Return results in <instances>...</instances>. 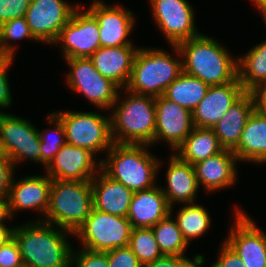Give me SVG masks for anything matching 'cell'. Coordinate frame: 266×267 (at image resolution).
I'll return each instance as SVG.
<instances>
[{
    "label": "cell",
    "mask_w": 266,
    "mask_h": 267,
    "mask_svg": "<svg viewBox=\"0 0 266 267\" xmlns=\"http://www.w3.org/2000/svg\"><path fill=\"white\" fill-rule=\"evenodd\" d=\"M182 59L183 72L209 86L223 85L238 78V58L212 37L200 34L171 45Z\"/></svg>",
    "instance_id": "6da1fadb"
},
{
    "label": "cell",
    "mask_w": 266,
    "mask_h": 267,
    "mask_svg": "<svg viewBox=\"0 0 266 267\" xmlns=\"http://www.w3.org/2000/svg\"><path fill=\"white\" fill-rule=\"evenodd\" d=\"M69 234L74 235L43 221H31L12 230L25 267H71L74 249L66 239Z\"/></svg>",
    "instance_id": "7a4b0ae2"
},
{
    "label": "cell",
    "mask_w": 266,
    "mask_h": 267,
    "mask_svg": "<svg viewBox=\"0 0 266 267\" xmlns=\"http://www.w3.org/2000/svg\"><path fill=\"white\" fill-rule=\"evenodd\" d=\"M149 145L113 143L100 169L133 193L156 186L160 160L148 152Z\"/></svg>",
    "instance_id": "3957f363"
},
{
    "label": "cell",
    "mask_w": 266,
    "mask_h": 267,
    "mask_svg": "<svg viewBox=\"0 0 266 267\" xmlns=\"http://www.w3.org/2000/svg\"><path fill=\"white\" fill-rule=\"evenodd\" d=\"M124 90L127 96L120 101L118 93L110 115L113 142L151 146L156 128L155 98Z\"/></svg>",
    "instance_id": "277c9868"
},
{
    "label": "cell",
    "mask_w": 266,
    "mask_h": 267,
    "mask_svg": "<svg viewBox=\"0 0 266 267\" xmlns=\"http://www.w3.org/2000/svg\"><path fill=\"white\" fill-rule=\"evenodd\" d=\"M93 209L91 180L61 181L52 179L49 207L44 219L73 234L84 224Z\"/></svg>",
    "instance_id": "5b68a950"
},
{
    "label": "cell",
    "mask_w": 266,
    "mask_h": 267,
    "mask_svg": "<svg viewBox=\"0 0 266 267\" xmlns=\"http://www.w3.org/2000/svg\"><path fill=\"white\" fill-rule=\"evenodd\" d=\"M182 72V59L171 57L164 49L139 48L125 89L157 98Z\"/></svg>",
    "instance_id": "8992f818"
},
{
    "label": "cell",
    "mask_w": 266,
    "mask_h": 267,
    "mask_svg": "<svg viewBox=\"0 0 266 267\" xmlns=\"http://www.w3.org/2000/svg\"><path fill=\"white\" fill-rule=\"evenodd\" d=\"M62 122L66 143L91 151H107L113 145L111 117L96 112H53Z\"/></svg>",
    "instance_id": "52a82bcc"
},
{
    "label": "cell",
    "mask_w": 266,
    "mask_h": 267,
    "mask_svg": "<svg viewBox=\"0 0 266 267\" xmlns=\"http://www.w3.org/2000/svg\"><path fill=\"white\" fill-rule=\"evenodd\" d=\"M132 226L127 217H120L92 209L84 224L73 236H77L82 248L107 252L129 246Z\"/></svg>",
    "instance_id": "ba28073f"
},
{
    "label": "cell",
    "mask_w": 266,
    "mask_h": 267,
    "mask_svg": "<svg viewBox=\"0 0 266 267\" xmlns=\"http://www.w3.org/2000/svg\"><path fill=\"white\" fill-rule=\"evenodd\" d=\"M0 153L15 167L27 158L42 164L38 129L30 120L0 111Z\"/></svg>",
    "instance_id": "9c48e42d"
},
{
    "label": "cell",
    "mask_w": 266,
    "mask_h": 267,
    "mask_svg": "<svg viewBox=\"0 0 266 267\" xmlns=\"http://www.w3.org/2000/svg\"><path fill=\"white\" fill-rule=\"evenodd\" d=\"M65 61L71 69L66 76L70 89L83 94L95 107L110 110L119 90L122 89L102 76L89 58H72Z\"/></svg>",
    "instance_id": "30bf717a"
},
{
    "label": "cell",
    "mask_w": 266,
    "mask_h": 267,
    "mask_svg": "<svg viewBox=\"0 0 266 267\" xmlns=\"http://www.w3.org/2000/svg\"><path fill=\"white\" fill-rule=\"evenodd\" d=\"M80 6L61 29L54 43L57 45L61 43L63 47L61 51L65 59L89 58L101 47L99 24L96 18L88 10L81 12Z\"/></svg>",
    "instance_id": "8fae6325"
},
{
    "label": "cell",
    "mask_w": 266,
    "mask_h": 267,
    "mask_svg": "<svg viewBox=\"0 0 266 267\" xmlns=\"http://www.w3.org/2000/svg\"><path fill=\"white\" fill-rule=\"evenodd\" d=\"M152 17L169 45H178L200 35L195 28L194 10L186 0H150Z\"/></svg>",
    "instance_id": "7c38bea8"
},
{
    "label": "cell",
    "mask_w": 266,
    "mask_h": 267,
    "mask_svg": "<svg viewBox=\"0 0 266 267\" xmlns=\"http://www.w3.org/2000/svg\"><path fill=\"white\" fill-rule=\"evenodd\" d=\"M79 5L75 8L64 0H31L25 19L36 41L54 44Z\"/></svg>",
    "instance_id": "4fadbf2b"
},
{
    "label": "cell",
    "mask_w": 266,
    "mask_h": 267,
    "mask_svg": "<svg viewBox=\"0 0 266 267\" xmlns=\"http://www.w3.org/2000/svg\"><path fill=\"white\" fill-rule=\"evenodd\" d=\"M235 223L224 241L246 267H266V234L244 211L236 209Z\"/></svg>",
    "instance_id": "5bb4252c"
},
{
    "label": "cell",
    "mask_w": 266,
    "mask_h": 267,
    "mask_svg": "<svg viewBox=\"0 0 266 267\" xmlns=\"http://www.w3.org/2000/svg\"><path fill=\"white\" fill-rule=\"evenodd\" d=\"M97 20L101 47L134 46L128 37L135 27L133 13L119 5H106L101 0L87 9Z\"/></svg>",
    "instance_id": "9a60e30c"
},
{
    "label": "cell",
    "mask_w": 266,
    "mask_h": 267,
    "mask_svg": "<svg viewBox=\"0 0 266 267\" xmlns=\"http://www.w3.org/2000/svg\"><path fill=\"white\" fill-rule=\"evenodd\" d=\"M85 148L65 143L46 167V173L61 181H88L100 171V160Z\"/></svg>",
    "instance_id": "2e32d148"
},
{
    "label": "cell",
    "mask_w": 266,
    "mask_h": 267,
    "mask_svg": "<svg viewBox=\"0 0 266 267\" xmlns=\"http://www.w3.org/2000/svg\"><path fill=\"white\" fill-rule=\"evenodd\" d=\"M155 105L156 128L151 145L165 140L176 150L194 128L192 112L163 95L155 98Z\"/></svg>",
    "instance_id": "e0dca14e"
},
{
    "label": "cell",
    "mask_w": 266,
    "mask_h": 267,
    "mask_svg": "<svg viewBox=\"0 0 266 267\" xmlns=\"http://www.w3.org/2000/svg\"><path fill=\"white\" fill-rule=\"evenodd\" d=\"M245 92L239 78L227 84L210 86L192 112L194 127L212 129Z\"/></svg>",
    "instance_id": "ac0fdd59"
},
{
    "label": "cell",
    "mask_w": 266,
    "mask_h": 267,
    "mask_svg": "<svg viewBox=\"0 0 266 267\" xmlns=\"http://www.w3.org/2000/svg\"><path fill=\"white\" fill-rule=\"evenodd\" d=\"M51 184L52 178L48 174L27 176L17 182L13 179L8 196L12 217L14 211L25 209H35L44 216L49 207Z\"/></svg>",
    "instance_id": "d6986e66"
},
{
    "label": "cell",
    "mask_w": 266,
    "mask_h": 267,
    "mask_svg": "<svg viewBox=\"0 0 266 267\" xmlns=\"http://www.w3.org/2000/svg\"><path fill=\"white\" fill-rule=\"evenodd\" d=\"M238 159L232 150L224 149L206 160L195 163L194 170L198 185L206 192L228 188L235 184L237 178Z\"/></svg>",
    "instance_id": "ffe728a7"
},
{
    "label": "cell",
    "mask_w": 266,
    "mask_h": 267,
    "mask_svg": "<svg viewBox=\"0 0 266 267\" xmlns=\"http://www.w3.org/2000/svg\"><path fill=\"white\" fill-rule=\"evenodd\" d=\"M137 50L134 46L100 47L89 59L102 76L125 89Z\"/></svg>",
    "instance_id": "44dd1931"
},
{
    "label": "cell",
    "mask_w": 266,
    "mask_h": 267,
    "mask_svg": "<svg viewBox=\"0 0 266 267\" xmlns=\"http://www.w3.org/2000/svg\"><path fill=\"white\" fill-rule=\"evenodd\" d=\"M170 208L161 187L154 186L133 193L127 219L132 228H151L170 214Z\"/></svg>",
    "instance_id": "7402d4cb"
},
{
    "label": "cell",
    "mask_w": 266,
    "mask_h": 267,
    "mask_svg": "<svg viewBox=\"0 0 266 267\" xmlns=\"http://www.w3.org/2000/svg\"><path fill=\"white\" fill-rule=\"evenodd\" d=\"M93 208L112 215L127 217L133 192L108 177L101 169L91 180Z\"/></svg>",
    "instance_id": "603a6c76"
},
{
    "label": "cell",
    "mask_w": 266,
    "mask_h": 267,
    "mask_svg": "<svg viewBox=\"0 0 266 267\" xmlns=\"http://www.w3.org/2000/svg\"><path fill=\"white\" fill-rule=\"evenodd\" d=\"M169 158L167 189L161 187L168 204L173 207L176 203H194L199 188L194 166L181 160L175 153Z\"/></svg>",
    "instance_id": "cb8c5ba5"
},
{
    "label": "cell",
    "mask_w": 266,
    "mask_h": 267,
    "mask_svg": "<svg viewBox=\"0 0 266 267\" xmlns=\"http://www.w3.org/2000/svg\"><path fill=\"white\" fill-rule=\"evenodd\" d=\"M254 111V100L250 92H245L212 128L220 145L234 150L241 139L248 118Z\"/></svg>",
    "instance_id": "d4e9b609"
},
{
    "label": "cell",
    "mask_w": 266,
    "mask_h": 267,
    "mask_svg": "<svg viewBox=\"0 0 266 267\" xmlns=\"http://www.w3.org/2000/svg\"><path fill=\"white\" fill-rule=\"evenodd\" d=\"M233 152L239 162H266V116L253 111Z\"/></svg>",
    "instance_id": "484cf974"
},
{
    "label": "cell",
    "mask_w": 266,
    "mask_h": 267,
    "mask_svg": "<svg viewBox=\"0 0 266 267\" xmlns=\"http://www.w3.org/2000/svg\"><path fill=\"white\" fill-rule=\"evenodd\" d=\"M223 150L212 129L194 127L174 153L181 160L194 165Z\"/></svg>",
    "instance_id": "4316f807"
},
{
    "label": "cell",
    "mask_w": 266,
    "mask_h": 267,
    "mask_svg": "<svg viewBox=\"0 0 266 267\" xmlns=\"http://www.w3.org/2000/svg\"><path fill=\"white\" fill-rule=\"evenodd\" d=\"M209 87L200 79L182 72L166 88L163 96L193 112L206 95Z\"/></svg>",
    "instance_id": "83f0119b"
},
{
    "label": "cell",
    "mask_w": 266,
    "mask_h": 267,
    "mask_svg": "<svg viewBox=\"0 0 266 267\" xmlns=\"http://www.w3.org/2000/svg\"><path fill=\"white\" fill-rule=\"evenodd\" d=\"M238 78L247 92L266 82V40L238 58Z\"/></svg>",
    "instance_id": "f1b7e54d"
},
{
    "label": "cell",
    "mask_w": 266,
    "mask_h": 267,
    "mask_svg": "<svg viewBox=\"0 0 266 267\" xmlns=\"http://www.w3.org/2000/svg\"><path fill=\"white\" fill-rule=\"evenodd\" d=\"M172 210L173 207L170 208V214L166 218L151 228L163 255L185 256L184 250L189 244L184 239L176 220L173 219Z\"/></svg>",
    "instance_id": "f546056e"
},
{
    "label": "cell",
    "mask_w": 266,
    "mask_h": 267,
    "mask_svg": "<svg viewBox=\"0 0 266 267\" xmlns=\"http://www.w3.org/2000/svg\"><path fill=\"white\" fill-rule=\"evenodd\" d=\"M184 239L190 244L191 239L202 236L211 224V218L207 210L196 203L184 204L179 209L175 219Z\"/></svg>",
    "instance_id": "4dcf8cb0"
},
{
    "label": "cell",
    "mask_w": 266,
    "mask_h": 267,
    "mask_svg": "<svg viewBox=\"0 0 266 267\" xmlns=\"http://www.w3.org/2000/svg\"><path fill=\"white\" fill-rule=\"evenodd\" d=\"M129 247L142 265L164 256L152 228H132Z\"/></svg>",
    "instance_id": "1f68e13d"
},
{
    "label": "cell",
    "mask_w": 266,
    "mask_h": 267,
    "mask_svg": "<svg viewBox=\"0 0 266 267\" xmlns=\"http://www.w3.org/2000/svg\"><path fill=\"white\" fill-rule=\"evenodd\" d=\"M47 117L48 122L50 125L53 124L54 129L47 128L46 130H50V132L47 131V133L45 132L46 130L42 132L38 130L42 164H44L43 166L45 168L60 151V148L66 143L65 129L61 120L54 113L49 114Z\"/></svg>",
    "instance_id": "d6a6232c"
},
{
    "label": "cell",
    "mask_w": 266,
    "mask_h": 267,
    "mask_svg": "<svg viewBox=\"0 0 266 267\" xmlns=\"http://www.w3.org/2000/svg\"><path fill=\"white\" fill-rule=\"evenodd\" d=\"M36 40L30 31L25 17H19L6 21L0 25V54H6L15 57V46H11L9 41L21 39Z\"/></svg>",
    "instance_id": "836d02e7"
},
{
    "label": "cell",
    "mask_w": 266,
    "mask_h": 267,
    "mask_svg": "<svg viewBox=\"0 0 266 267\" xmlns=\"http://www.w3.org/2000/svg\"><path fill=\"white\" fill-rule=\"evenodd\" d=\"M80 250L72 251L71 267H108V255L106 252L84 248Z\"/></svg>",
    "instance_id": "e575fe53"
},
{
    "label": "cell",
    "mask_w": 266,
    "mask_h": 267,
    "mask_svg": "<svg viewBox=\"0 0 266 267\" xmlns=\"http://www.w3.org/2000/svg\"><path fill=\"white\" fill-rule=\"evenodd\" d=\"M108 267H143L129 246L106 252Z\"/></svg>",
    "instance_id": "d590c367"
},
{
    "label": "cell",
    "mask_w": 266,
    "mask_h": 267,
    "mask_svg": "<svg viewBox=\"0 0 266 267\" xmlns=\"http://www.w3.org/2000/svg\"><path fill=\"white\" fill-rule=\"evenodd\" d=\"M14 57L0 54V108H7L12 104L10 84L8 82V68Z\"/></svg>",
    "instance_id": "8d00e7d4"
},
{
    "label": "cell",
    "mask_w": 266,
    "mask_h": 267,
    "mask_svg": "<svg viewBox=\"0 0 266 267\" xmlns=\"http://www.w3.org/2000/svg\"><path fill=\"white\" fill-rule=\"evenodd\" d=\"M0 267H25L19 245L13 236L0 246Z\"/></svg>",
    "instance_id": "74e56055"
},
{
    "label": "cell",
    "mask_w": 266,
    "mask_h": 267,
    "mask_svg": "<svg viewBox=\"0 0 266 267\" xmlns=\"http://www.w3.org/2000/svg\"><path fill=\"white\" fill-rule=\"evenodd\" d=\"M31 0H0V25L6 21L25 17Z\"/></svg>",
    "instance_id": "f35d334b"
},
{
    "label": "cell",
    "mask_w": 266,
    "mask_h": 267,
    "mask_svg": "<svg viewBox=\"0 0 266 267\" xmlns=\"http://www.w3.org/2000/svg\"><path fill=\"white\" fill-rule=\"evenodd\" d=\"M15 168L13 162L5 154L0 153V198L9 196Z\"/></svg>",
    "instance_id": "ab89813d"
},
{
    "label": "cell",
    "mask_w": 266,
    "mask_h": 267,
    "mask_svg": "<svg viewBox=\"0 0 266 267\" xmlns=\"http://www.w3.org/2000/svg\"><path fill=\"white\" fill-rule=\"evenodd\" d=\"M220 246V254L212 267H246L237 253L224 241Z\"/></svg>",
    "instance_id": "60d3db41"
},
{
    "label": "cell",
    "mask_w": 266,
    "mask_h": 267,
    "mask_svg": "<svg viewBox=\"0 0 266 267\" xmlns=\"http://www.w3.org/2000/svg\"><path fill=\"white\" fill-rule=\"evenodd\" d=\"M249 92L254 100V110L266 116V82L258 84Z\"/></svg>",
    "instance_id": "b9f144b4"
},
{
    "label": "cell",
    "mask_w": 266,
    "mask_h": 267,
    "mask_svg": "<svg viewBox=\"0 0 266 267\" xmlns=\"http://www.w3.org/2000/svg\"><path fill=\"white\" fill-rule=\"evenodd\" d=\"M186 256H168L164 255L154 262L143 265V267H179L186 259Z\"/></svg>",
    "instance_id": "7bdbcfd3"
},
{
    "label": "cell",
    "mask_w": 266,
    "mask_h": 267,
    "mask_svg": "<svg viewBox=\"0 0 266 267\" xmlns=\"http://www.w3.org/2000/svg\"><path fill=\"white\" fill-rule=\"evenodd\" d=\"M11 211L8 197L0 198V226H7L5 221L11 219Z\"/></svg>",
    "instance_id": "ee69618b"
},
{
    "label": "cell",
    "mask_w": 266,
    "mask_h": 267,
    "mask_svg": "<svg viewBox=\"0 0 266 267\" xmlns=\"http://www.w3.org/2000/svg\"><path fill=\"white\" fill-rule=\"evenodd\" d=\"M204 256L201 254H196V256L191 260L188 257L179 265V267H202L205 263ZM212 267V266H210Z\"/></svg>",
    "instance_id": "f6af8a7d"
},
{
    "label": "cell",
    "mask_w": 266,
    "mask_h": 267,
    "mask_svg": "<svg viewBox=\"0 0 266 267\" xmlns=\"http://www.w3.org/2000/svg\"><path fill=\"white\" fill-rule=\"evenodd\" d=\"M13 229L12 227L0 226V246L12 237Z\"/></svg>",
    "instance_id": "bcb514c9"
},
{
    "label": "cell",
    "mask_w": 266,
    "mask_h": 267,
    "mask_svg": "<svg viewBox=\"0 0 266 267\" xmlns=\"http://www.w3.org/2000/svg\"><path fill=\"white\" fill-rule=\"evenodd\" d=\"M253 2L255 3L254 5H256L259 9L260 14H263V21L266 23V0H253Z\"/></svg>",
    "instance_id": "7dc6e473"
}]
</instances>
